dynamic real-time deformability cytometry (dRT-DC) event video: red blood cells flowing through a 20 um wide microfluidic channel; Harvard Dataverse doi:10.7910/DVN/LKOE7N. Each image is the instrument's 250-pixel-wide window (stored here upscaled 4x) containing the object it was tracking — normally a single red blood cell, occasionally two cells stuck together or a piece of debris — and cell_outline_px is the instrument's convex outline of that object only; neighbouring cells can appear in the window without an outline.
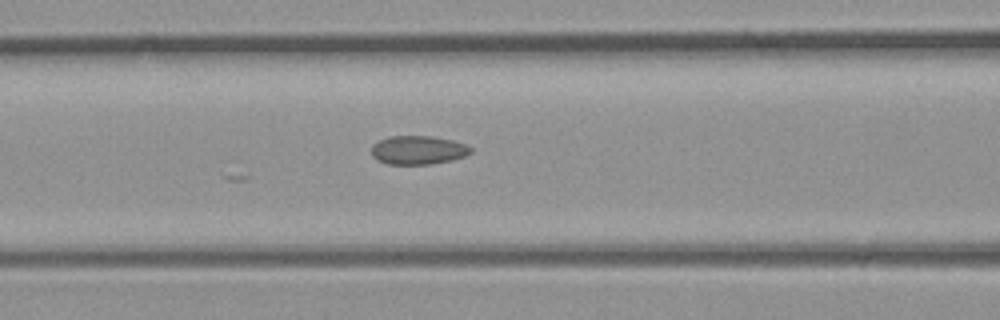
{"species": "common noctule bat (a hibernating species)", "species_latin": "Nyctalus noctula", "temperature_condition": "room temperature", "stored_images_in_passage": 20, "camera_frame_rate_fps": 3000, "um_per_image_px": 0.085, "animal": {"sex": "male", "body_mass_g": 23.1, "forearm_length_mm": 52.7}, "frame": {"image": 1, "passage_image": 4, "time_ms": 1.0, "image_size_px": [1000, 320], "cell_outline_px": [[472, 152], [464, 156], [452, 160], [428, 164], [388, 164], [376, 160], [372, 156], [372, 144], [388, 136], [432, 136], [452, 140], [464, 144], [472, 148]], "centroid_in_image_um": [35.51, 12.75], "position_along_channel_um": 131.1, "area_um2": 16.59}}
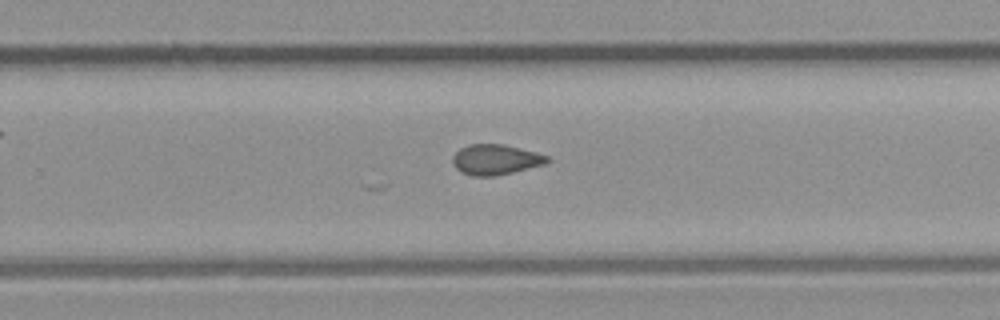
{"frame": {"image": 2, "passage_image": 12, "time_ms": 3.667, "image_size_px": [1000, 320], "cell_outline_px": [[552, 160], [548, 164], [496, 176], [472, 176], [460, 172], [452, 164], [452, 156], [460, 148], [468, 144], [504, 144], [536, 152], [548, 156]], "centroid_in_image_um": [42.14, 13.57], "position_along_channel_um": 287.7, "area_um2": 17.05}}
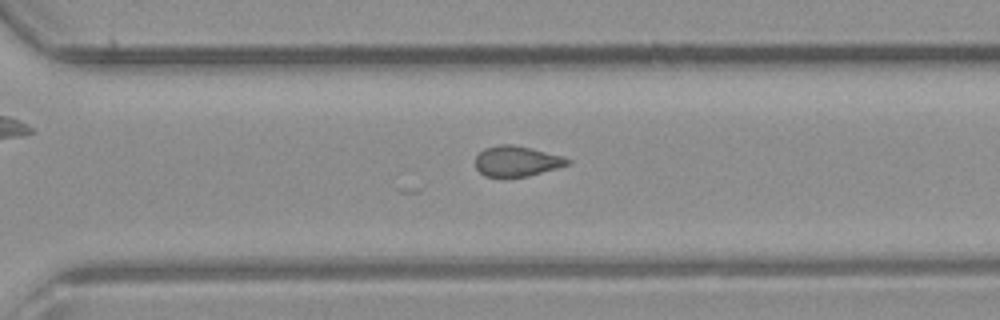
{"frame": {"image": 3, "passage_image": 14, "time_ms": 4.333, "image_size_px": [1000, 320], "cell_outline_px": [[572, 164], [528, 176], [484, 176], [476, 168], [476, 156], [484, 148], [500, 144], [512, 144], [532, 148], [560, 156], [572, 160]], "centroid_in_image_um": [43.94, 13.69], "position_along_channel_um": 326.7, "area_um2": 16.24}}